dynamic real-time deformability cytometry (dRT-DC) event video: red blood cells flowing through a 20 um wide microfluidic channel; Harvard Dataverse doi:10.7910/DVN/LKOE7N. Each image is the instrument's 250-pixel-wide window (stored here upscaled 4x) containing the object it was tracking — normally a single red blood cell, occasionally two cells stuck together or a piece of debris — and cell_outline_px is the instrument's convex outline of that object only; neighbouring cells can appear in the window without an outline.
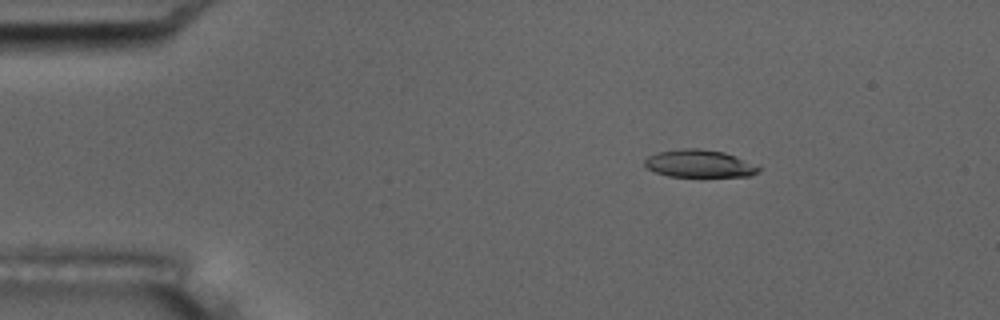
{"species": "common noctule bat (a hibernating species)", "species_latin": "Nyctalus noctula", "temperature_condition": "room temperature", "stored_images_in_passage": 5, "camera_frame_rate_fps": 3000, "um_per_image_px": 0.085, "animal": {"sex": "male", "body_mass_g": 17.5, "forearm_length_mm": 52.3}, "frame": {"image": 1, "passage_image": 3, "time_ms": 2.0, "image_size_px": [1000, 320], "cell_outline_px": [[760, 172], [748, 176], [668, 176], [656, 172], [648, 168], [644, 164], [644, 160], [648, 156], [656, 152], [684, 148], [700, 148], [724, 152], [736, 156], [760, 168]], "centroid_in_image_um": [59.41, 13.9], "position_along_channel_um": 25.6, "area_um2": 18.15}}